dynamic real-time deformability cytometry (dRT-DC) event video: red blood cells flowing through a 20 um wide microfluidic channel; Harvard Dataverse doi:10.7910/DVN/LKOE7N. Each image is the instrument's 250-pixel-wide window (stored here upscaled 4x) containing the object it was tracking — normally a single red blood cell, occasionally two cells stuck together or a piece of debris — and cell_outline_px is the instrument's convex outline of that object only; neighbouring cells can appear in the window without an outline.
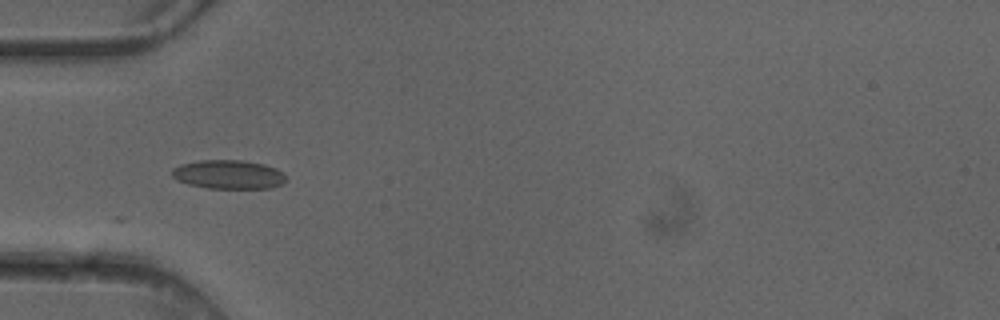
{"species": "common noctule bat (a hibernating species)", "species_latin": "Nyctalus noctula", "temperature_condition": "cold", "stored_images_in_passage": 7, "camera_frame_rate_fps": 3000, "um_per_image_px": 0.085, "animal": {"sex": "female"}, "frame": {"image": 1, "passage_image": 5, "time_ms": 1.333, "image_size_px": [1000, 320], "cell_outline_px": [[288, 180], [272, 188], [208, 188], [188, 184], [176, 180], [172, 176], [172, 168], [180, 164], [200, 160], [244, 160], [264, 164], [276, 168]], "centroid_in_image_um": [19.4, 14.82], "position_along_channel_um": 65.6, "area_um2": 19.25}}
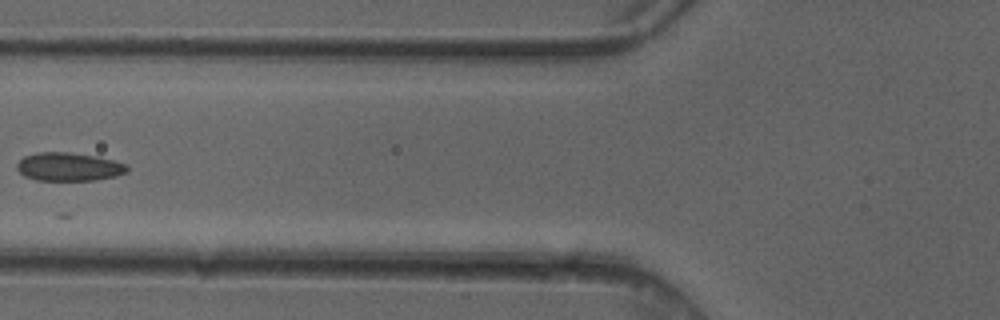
{"frame": {"image": 2, "passage_image": 6, "time_ms": 1.667, "image_size_px": [1000, 320], "cell_outline_px": [[128, 172], [116, 176], [96, 180], [36, 180], [24, 176], [16, 168], [16, 164], [24, 156], [36, 152], [68, 152], [96, 156], [128, 164]], "centroid_in_image_um": [5.85, 14.17], "position_along_channel_um": 119.9, "area_um2": 18.32}}